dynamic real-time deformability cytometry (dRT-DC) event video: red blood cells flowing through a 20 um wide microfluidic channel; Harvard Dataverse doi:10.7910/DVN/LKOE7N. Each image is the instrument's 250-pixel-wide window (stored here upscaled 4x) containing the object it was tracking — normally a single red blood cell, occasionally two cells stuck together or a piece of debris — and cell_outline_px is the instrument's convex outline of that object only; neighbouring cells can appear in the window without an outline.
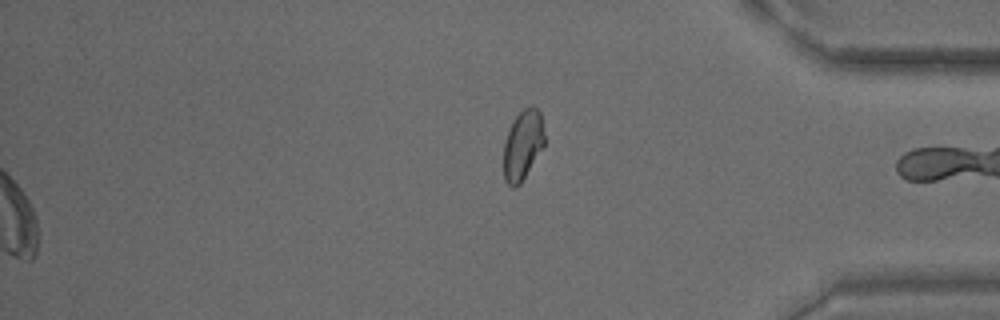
{"species": "common noctule bat (a hibernating species)", "species_latin": "Nyctalus noctula", "temperature_condition": "warm", "stored_images_in_passage": 53, "segment_of_instrument_passage": [2, 2], "camera_frame_rate_fps": 3000, "um_per_image_px": 0.085, "animal": {"sex": "male", "body_mass_g": 15.6}, "frame": {"image": 1, "passage_image": 53, "time_ms": 17.333, "image_size_px": [1000, 320], "cell_outline_px": [[544, 144], [520, 184], [516, 188], [512, 188], [504, 180], [504, 140], [512, 120], [524, 108], [536, 108], [540, 112], [544, 136]], "centroid_in_image_um": [44.4, 12.35], "position_along_channel_um": 390.8, "area_um2": 16.36}}